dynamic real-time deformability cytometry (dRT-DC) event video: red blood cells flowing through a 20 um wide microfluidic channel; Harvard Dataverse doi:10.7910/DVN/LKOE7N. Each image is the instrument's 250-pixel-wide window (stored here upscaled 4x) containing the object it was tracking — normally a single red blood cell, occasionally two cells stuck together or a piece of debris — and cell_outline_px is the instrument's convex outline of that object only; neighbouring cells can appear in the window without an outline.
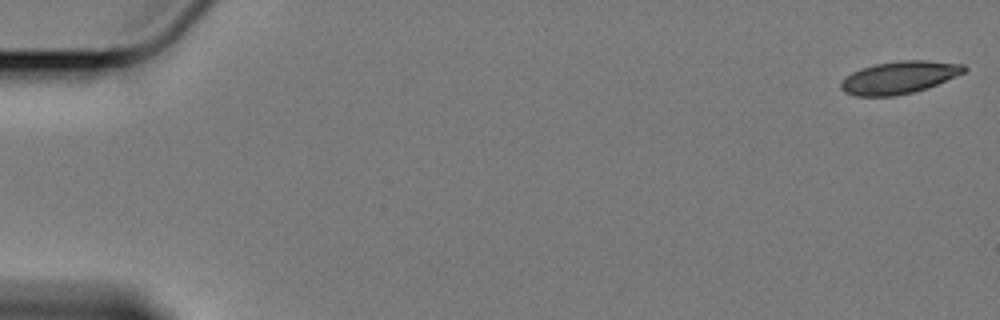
{"species": "Egyptian fruit bat (a non-hibernating species)", "species_latin": "Rousettus aegyptiacus", "temperature_condition": "cold", "stored_images_in_passage": 12, "camera_frame_rate_fps": 3000, "um_per_image_px": 0.085, "animal": {"sex": "female"}, "frame": {"image": 1, "passage_image": 1, "time_ms": 0.0, "image_size_px": [1000, 320], "cell_outline_px": [[968, 68], [964, 72], [956, 76], [928, 88], [896, 96], [856, 96], [844, 92], [840, 88], [840, 84], [852, 72], [860, 68], [876, 64], [900, 60], [928, 60], [964, 64]], "centroid_in_image_um": [76.45, 6.58], "position_along_channel_um": 8.6, "area_um2": 23.29}}